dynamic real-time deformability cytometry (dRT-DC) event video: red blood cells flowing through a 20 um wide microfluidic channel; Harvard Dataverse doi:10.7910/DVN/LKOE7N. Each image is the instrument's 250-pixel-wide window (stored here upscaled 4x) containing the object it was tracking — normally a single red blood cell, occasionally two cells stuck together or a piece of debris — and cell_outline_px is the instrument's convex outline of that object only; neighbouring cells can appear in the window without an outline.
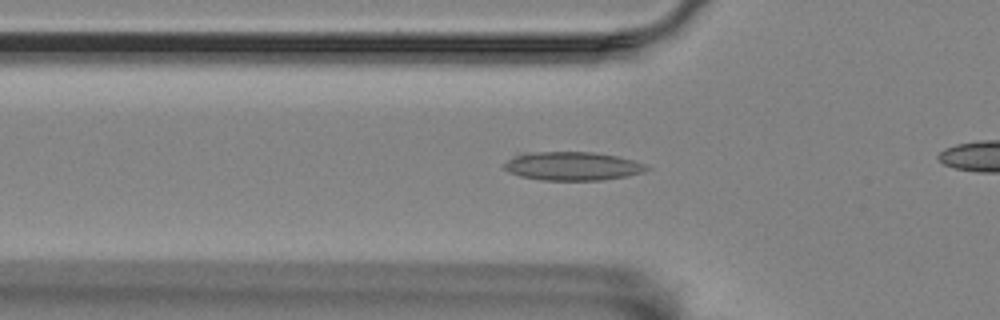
{"species": "Egyptian fruit bat (a non-hibernating species)", "species_latin": "Rousettus aegyptiacus", "temperature_condition": "room temperature", "stored_images_in_passage": 32, "camera_frame_rate_fps": 3000, "um_per_image_px": 0.085, "animal": {"sex": "female"}, "frame": {"image": 1, "passage_image": 5, "time_ms": 1.333, "image_size_px": [1000, 320], "cell_outline_px": [[652, 168], [644, 172], [628, 176], [604, 180], [540, 180], [520, 176], [508, 172], [504, 168], [504, 164], [508, 160], [524, 152], [592, 152], [616, 156], [632, 160], [644, 164]], "centroid_in_image_um": [48.67, 14.12], "position_along_channel_um": 77.1, "area_um2": 23.76}}
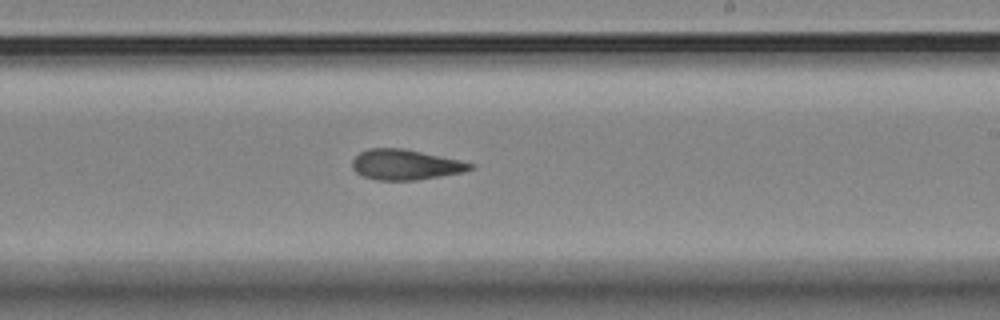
{"frame": {"image": 2, "passage_image": 20, "time_ms": 6.333, "image_size_px": [1000, 320], "cell_outline_px": [[476, 164], [472, 168], [464, 172], [416, 180], [376, 180], [364, 176], [356, 172], [352, 168], [352, 160], [360, 152], [368, 148], [404, 148], [460, 160]], "centroid_in_image_um": [34.46, 13.99], "position_along_channel_um": 254.5, "area_um2": 20.87}}
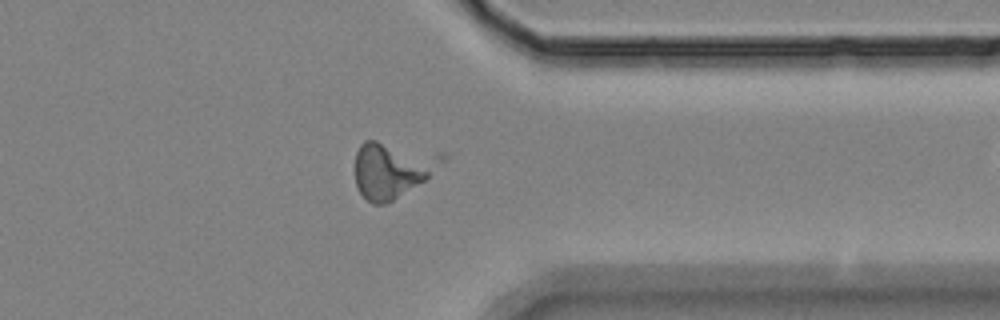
{"frame": {"image": 3, "passage_image": 31, "time_ms": 10.0, "image_size_px": [1000, 320], "cell_outline_px": [[428, 176], [424, 180], [392, 200], [384, 204], [372, 204], [360, 192], [356, 184], [356, 152], [360, 144], [364, 140], [376, 140], [428, 172]], "centroid_in_image_um": [32.69, 14.68], "position_along_channel_um": 378.7, "area_um2": 21.91}}